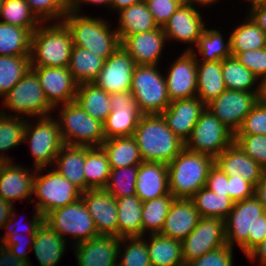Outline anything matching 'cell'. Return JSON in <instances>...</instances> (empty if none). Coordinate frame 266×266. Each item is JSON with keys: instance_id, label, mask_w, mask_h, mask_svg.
<instances>
[{"instance_id": "obj_1", "label": "cell", "mask_w": 266, "mask_h": 266, "mask_svg": "<svg viewBox=\"0 0 266 266\" xmlns=\"http://www.w3.org/2000/svg\"><path fill=\"white\" fill-rule=\"evenodd\" d=\"M266 237V211L255 197L234 202L225 219L226 244L238 245L244 255L260 244Z\"/></svg>"}, {"instance_id": "obj_2", "label": "cell", "mask_w": 266, "mask_h": 266, "mask_svg": "<svg viewBox=\"0 0 266 266\" xmlns=\"http://www.w3.org/2000/svg\"><path fill=\"white\" fill-rule=\"evenodd\" d=\"M133 137L144 162L168 165L185 148L161 114L143 115Z\"/></svg>"}, {"instance_id": "obj_3", "label": "cell", "mask_w": 266, "mask_h": 266, "mask_svg": "<svg viewBox=\"0 0 266 266\" xmlns=\"http://www.w3.org/2000/svg\"><path fill=\"white\" fill-rule=\"evenodd\" d=\"M86 15L71 9L62 20L71 32L73 46L107 60L121 46L118 33L115 28L111 30L109 20Z\"/></svg>"}, {"instance_id": "obj_4", "label": "cell", "mask_w": 266, "mask_h": 266, "mask_svg": "<svg viewBox=\"0 0 266 266\" xmlns=\"http://www.w3.org/2000/svg\"><path fill=\"white\" fill-rule=\"evenodd\" d=\"M72 48V35L63 21L41 23L31 36V67H67Z\"/></svg>"}, {"instance_id": "obj_5", "label": "cell", "mask_w": 266, "mask_h": 266, "mask_svg": "<svg viewBox=\"0 0 266 266\" xmlns=\"http://www.w3.org/2000/svg\"><path fill=\"white\" fill-rule=\"evenodd\" d=\"M214 158L184 148L168 166L169 193L174 198L190 199L206 187L208 172Z\"/></svg>"}, {"instance_id": "obj_6", "label": "cell", "mask_w": 266, "mask_h": 266, "mask_svg": "<svg viewBox=\"0 0 266 266\" xmlns=\"http://www.w3.org/2000/svg\"><path fill=\"white\" fill-rule=\"evenodd\" d=\"M56 117L64 145L100 147L105 140L103 123L76 101L63 104Z\"/></svg>"}, {"instance_id": "obj_7", "label": "cell", "mask_w": 266, "mask_h": 266, "mask_svg": "<svg viewBox=\"0 0 266 266\" xmlns=\"http://www.w3.org/2000/svg\"><path fill=\"white\" fill-rule=\"evenodd\" d=\"M8 112L0 108V114L15 117H45L55 109L48 103L36 73L30 69L1 99ZM15 114V115H14Z\"/></svg>"}, {"instance_id": "obj_8", "label": "cell", "mask_w": 266, "mask_h": 266, "mask_svg": "<svg viewBox=\"0 0 266 266\" xmlns=\"http://www.w3.org/2000/svg\"><path fill=\"white\" fill-rule=\"evenodd\" d=\"M158 65H136L130 92L144 115L161 114L170 104L164 74ZM161 72V73H160Z\"/></svg>"}, {"instance_id": "obj_9", "label": "cell", "mask_w": 266, "mask_h": 266, "mask_svg": "<svg viewBox=\"0 0 266 266\" xmlns=\"http://www.w3.org/2000/svg\"><path fill=\"white\" fill-rule=\"evenodd\" d=\"M45 168L36 169L33 180L34 211L45 217L51 211L65 207L81 198V191L55 169L44 174ZM42 174V175H41Z\"/></svg>"}, {"instance_id": "obj_10", "label": "cell", "mask_w": 266, "mask_h": 266, "mask_svg": "<svg viewBox=\"0 0 266 266\" xmlns=\"http://www.w3.org/2000/svg\"><path fill=\"white\" fill-rule=\"evenodd\" d=\"M29 121H26L23 141L29 143L34 168L53 166L58 152L64 146L57 119L48 115L37 117L36 123Z\"/></svg>"}, {"instance_id": "obj_11", "label": "cell", "mask_w": 266, "mask_h": 266, "mask_svg": "<svg viewBox=\"0 0 266 266\" xmlns=\"http://www.w3.org/2000/svg\"><path fill=\"white\" fill-rule=\"evenodd\" d=\"M44 222L66 240L65 236L71 235L73 246L99 235L82 198L51 211L44 217Z\"/></svg>"}, {"instance_id": "obj_12", "label": "cell", "mask_w": 266, "mask_h": 266, "mask_svg": "<svg viewBox=\"0 0 266 266\" xmlns=\"http://www.w3.org/2000/svg\"><path fill=\"white\" fill-rule=\"evenodd\" d=\"M233 142L234 133L206 108L186 141L185 148L215 159Z\"/></svg>"}, {"instance_id": "obj_13", "label": "cell", "mask_w": 266, "mask_h": 266, "mask_svg": "<svg viewBox=\"0 0 266 266\" xmlns=\"http://www.w3.org/2000/svg\"><path fill=\"white\" fill-rule=\"evenodd\" d=\"M181 243L185 264L226 245L225 220L201 217L195 229Z\"/></svg>"}, {"instance_id": "obj_14", "label": "cell", "mask_w": 266, "mask_h": 266, "mask_svg": "<svg viewBox=\"0 0 266 266\" xmlns=\"http://www.w3.org/2000/svg\"><path fill=\"white\" fill-rule=\"evenodd\" d=\"M111 112L103 123L105 139L133 136L137 124L144 115L133 94L121 91L110 94Z\"/></svg>"}, {"instance_id": "obj_15", "label": "cell", "mask_w": 266, "mask_h": 266, "mask_svg": "<svg viewBox=\"0 0 266 266\" xmlns=\"http://www.w3.org/2000/svg\"><path fill=\"white\" fill-rule=\"evenodd\" d=\"M258 102L256 92H244L226 89L216 99L206 105L234 134L241 127L246 115Z\"/></svg>"}, {"instance_id": "obj_16", "label": "cell", "mask_w": 266, "mask_h": 266, "mask_svg": "<svg viewBox=\"0 0 266 266\" xmlns=\"http://www.w3.org/2000/svg\"><path fill=\"white\" fill-rule=\"evenodd\" d=\"M48 103L54 108L76 99L78 83L67 67H31Z\"/></svg>"}, {"instance_id": "obj_17", "label": "cell", "mask_w": 266, "mask_h": 266, "mask_svg": "<svg viewBox=\"0 0 266 266\" xmlns=\"http://www.w3.org/2000/svg\"><path fill=\"white\" fill-rule=\"evenodd\" d=\"M197 7L182 4L169 20L163 25V31L169 40L188 44L186 51L195 48L198 38L203 34L205 27L202 14ZM192 44V45H190ZM193 46V48H192Z\"/></svg>"}, {"instance_id": "obj_18", "label": "cell", "mask_w": 266, "mask_h": 266, "mask_svg": "<svg viewBox=\"0 0 266 266\" xmlns=\"http://www.w3.org/2000/svg\"><path fill=\"white\" fill-rule=\"evenodd\" d=\"M170 101L189 99L197 95V59L184 50L164 74Z\"/></svg>"}, {"instance_id": "obj_19", "label": "cell", "mask_w": 266, "mask_h": 266, "mask_svg": "<svg viewBox=\"0 0 266 266\" xmlns=\"http://www.w3.org/2000/svg\"><path fill=\"white\" fill-rule=\"evenodd\" d=\"M136 63L120 46L107 60L103 69L92 82L109 94L130 91Z\"/></svg>"}, {"instance_id": "obj_20", "label": "cell", "mask_w": 266, "mask_h": 266, "mask_svg": "<svg viewBox=\"0 0 266 266\" xmlns=\"http://www.w3.org/2000/svg\"><path fill=\"white\" fill-rule=\"evenodd\" d=\"M81 198L93 218L97 233L118 237L116 198L105 189H89L81 192Z\"/></svg>"}, {"instance_id": "obj_21", "label": "cell", "mask_w": 266, "mask_h": 266, "mask_svg": "<svg viewBox=\"0 0 266 266\" xmlns=\"http://www.w3.org/2000/svg\"><path fill=\"white\" fill-rule=\"evenodd\" d=\"M119 244V237L99 234L74 245L78 266H117Z\"/></svg>"}, {"instance_id": "obj_22", "label": "cell", "mask_w": 266, "mask_h": 266, "mask_svg": "<svg viewBox=\"0 0 266 266\" xmlns=\"http://www.w3.org/2000/svg\"><path fill=\"white\" fill-rule=\"evenodd\" d=\"M205 109L206 105L196 96L171 101L161 115L173 133L186 143Z\"/></svg>"}, {"instance_id": "obj_23", "label": "cell", "mask_w": 266, "mask_h": 266, "mask_svg": "<svg viewBox=\"0 0 266 266\" xmlns=\"http://www.w3.org/2000/svg\"><path fill=\"white\" fill-rule=\"evenodd\" d=\"M167 38L163 28L127 36L121 46L136 65H159Z\"/></svg>"}, {"instance_id": "obj_24", "label": "cell", "mask_w": 266, "mask_h": 266, "mask_svg": "<svg viewBox=\"0 0 266 266\" xmlns=\"http://www.w3.org/2000/svg\"><path fill=\"white\" fill-rule=\"evenodd\" d=\"M36 169L31 171L13 161L2 162L0 169V198L14 204V201H30L33 196V180ZM30 197V198H29ZM29 200V201H28Z\"/></svg>"}, {"instance_id": "obj_25", "label": "cell", "mask_w": 266, "mask_h": 266, "mask_svg": "<svg viewBox=\"0 0 266 266\" xmlns=\"http://www.w3.org/2000/svg\"><path fill=\"white\" fill-rule=\"evenodd\" d=\"M200 218L191 199L175 198L159 234L182 241L195 229Z\"/></svg>"}, {"instance_id": "obj_26", "label": "cell", "mask_w": 266, "mask_h": 266, "mask_svg": "<svg viewBox=\"0 0 266 266\" xmlns=\"http://www.w3.org/2000/svg\"><path fill=\"white\" fill-rule=\"evenodd\" d=\"M214 164L228 176H241L254 188L265 171L234 142L214 159Z\"/></svg>"}, {"instance_id": "obj_27", "label": "cell", "mask_w": 266, "mask_h": 266, "mask_svg": "<svg viewBox=\"0 0 266 266\" xmlns=\"http://www.w3.org/2000/svg\"><path fill=\"white\" fill-rule=\"evenodd\" d=\"M136 196L142 201L169 194L168 166L163 163L142 162L136 178Z\"/></svg>"}, {"instance_id": "obj_28", "label": "cell", "mask_w": 266, "mask_h": 266, "mask_svg": "<svg viewBox=\"0 0 266 266\" xmlns=\"http://www.w3.org/2000/svg\"><path fill=\"white\" fill-rule=\"evenodd\" d=\"M66 243V239L43 221L36 230L31 248L40 266H57L67 251Z\"/></svg>"}, {"instance_id": "obj_29", "label": "cell", "mask_w": 266, "mask_h": 266, "mask_svg": "<svg viewBox=\"0 0 266 266\" xmlns=\"http://www.w3.org/2000/svg\"><path fill=\"white\" fill-rule=\"evenodd\" d=\"M117 14L119 20L115 29L121 42L127 36L159 28L145 1L124 8Z\"/></svg>"}, {"instance_id": "obj_30", "label": "cell", "mask_w": 266, "mask_h": 266, "mask_svg": "<svg viewBox=\"0 0 266 266\" xmlns=\"http://www.w3.org/2000/svg\"><path fill=\"white\" fill-rule=\"evenodd\" d=\"M85 146L64 145L53 164L54 169L75 185L81 192H85Z\"/></svg>"}, {"instance_id": "obj_31", "label": "cell", "mask_w": 266, "mask_h": 266, "mask_svg": "<svg viewBox=\"0 0 266 266\" xmlns=\"http://www.w3.org/2000/svg\"><path fill=\"white\" fill-rule=\"evenodd\" d=\"M226 90L222 61H197V97L207 105Z\"/></svg>"}, {"instance_id": "obj_32", "label": "cell", "mask_w": 266, "mask_h": 266, "mask_svg": "<svg viewBox=\"0 0 266 266\" xmlns=\"http://www.w3.org/2000/svg\"><path fill=\"white\" fill-rule=\"evenodd\" d=\"M142 236L149 252L151 266H179L184 264L182 257V243L159 233ZM150 237V238H149Z\"/></svg>"}, {"instance_id": "obj_33", "label": "cell", "mask_w": 266, "mask_h": 266, "mask_svg": "<svg viewBox=\"0 0 266 266\" xmlns=\"http://www.w3.org/2000/svg\"><path fill=\"white\" fill-rule=\"evenodd\" d=\"M118 237H142L143 202L136 196L116 198Z\"/></svg>"}, {"instance_id": "obj_34", "label": "cell", "mask_w": 266, "mask_h": 266, "mask_svg": "<svg viewBox=\"0 0 266 266\" xmlns=\"http://www.w3.org/2000/svg\"><path fill=\"white\" fill-rule=\"evenodd\" d=\"M101 147L107 154L111 169L139 165L143 162L133 136L105 139Z\"/></svg>"}, {"instance_id": "obj_35", "label": "cell", "mask_w": 266, "mask_h": 266, "mask_svg": "<svg viewBox=\"0 0 266 266\" xmlns=\"http://www.w3.org/2000/svg\"><path fill=\"white\" fill-rule=\"evenodd\" d=\"M110 171V163L103 148L85 146V191L104 189L108 183Z\"/></svg>"}, {"instance_id": "obj_36", "label": "cell", "mask_w": 266, "mask_h": 266, "mask_svg": "<svg viewBox=\"0 0 266 266\" xmlns=\"http://www.w3.org/2000/svg\"><path fill=\"white\" fill-rule=\"evenodd\" d=\"M75 101L102 123L111 112L110 94L93 83L78 84Z\"/></svg>"}, {"instance_id": "obj_37", "label": "cell", "mask_w": 266, "mask_h": 266, "mask_svg": "<svg viewBox=\"0 0 266 266\" xmlns=\"http://www.w3.org/2000/svg\"><path fill=\"white\" fill-rule=\"evenodd\" d=\"M222 74L226 89L256 92L259 95L261 81L235 56L231 55L222 60Z\"/></svg>"}, {"instance_id": "obj_38", "label": "cell", "mask_w": 266, "mask_h": 266, "mask_svg": "<svg viewBox=\"0 0 266 266\" xmlns=\"http://www.w3.org/2000/svg\"><path fill=\"white\" fill-rule=\"evenodd\" d=\"M105 60L88 49L73 46L68 65L74 80L78 83H92L103 69Z\"/></svg>"}, {"instance_id": "obj_39", "label": "cell", "mask_w": 266, "mask_h": 266, "mask_svg": "<svg viewBox=\"0 0 266 266\" xmlns=\"http://www.w3.org/2000/svg\"><path fill=\"white\" fill-rule=\"evenodd\" d=\"M223 38L224 36L220 30L206 27L203 34L198 38L195 45L196 49L191 50L196 55L197 61H222L230 57V36H228L227 42ZM195 51L199 52L201 58L197 56L198 54Z\"/></svg>"}, {"instance_id": "obj_40", "label": "cell", "mask_w": 266, "mask_h": 266, "mask_svg": "<svg viewBox=\"0 0 266 266\" xmlns=\"http://www.w3.org/2000/svg\"><path fill=\"white\" fill-rule=\"evenodd\" d=\"M32 33L0 21V56H30Z\"/></svg>"}, {"instance_id": "obj_41", "label": "cell", "mask_w": 266, "mask_h": 266, "mask_svg": "<svg viewBox=\"0 0 266 266\" xmlns=\"http://www.w3.org/2000/svg\"><path fill=\"white\" fill-rule=\"evenodd\" d=\"M190 199L198 210L200 217L225 220L234 205V201L228 195L214 193L207 187L199 189Z\"/></svg>"}, {"instance_id": "obj_42", "label": "cell", "mask_w": 266, "mask_h": 266, "mask_svg": "<svg viewBox=\"0 0 266 266\" xmlns=\"http://www.w3.org/2000/svg\"><path fill=\"white\" fill-rule=\"evenodd\" d=\"M266 47V34L247 15L230 34V51L244 52Z\"/></svg>"}, {"instance_id": "obj_43", "label": "cell", "mask_w": 266, "mask_h": 266, "mask_svg": "<svg viewBox=\"0 0 266 266\" xmlns=\"http://www.w3.org/2000/svg\"><path fill=\"white\" fill-rule=\"evenodd\" d=\"M27 118L0 114V161H13L7 155L8 150L21 145L24 141V130Z\"/></svg>"}, {"instance_id": "obj_44", "label": "cell", "mask_w": 266, "mask_h": 266, "mask_svg": "<svg viewBox=\"0 0 266 266\" xmlns=\"http://www.w3.org/2000/svg\"><path fill=\"white\" fill-rule=\"evenodd\" d=\"M175 198L169 193L143 202L142 206V236L160 233L170 206Z\"/></svg>"}, {"instance_id": "obj_45", "label": "cell", "mask_w": 266, "mask_h": 266, "mask_svg": "<svg viewBox=\"0 0 266 266\" xmlns=\"http://www.w3.org/2000/svg\"><path fill=\"white\" fill-rule=\"evenodd\" d=\"M30 69V56H0V97L3 98Z\"/></svg>"}, {"instance_id": "obj_46", "label": "cell", "mask_w": 266, "mask_h": 266, "mask_svg": "<svg viewBox=\"0 0 266 266\" xmlns=\"http://www.w3.org/2000/svg\"><path fill=\"white\" fill-rule=\"evenodd\" d=\"M0 19L1 22L26 28L31 33L41 24L25 0H3Z\"/></svg>"}, {"instance_id": "obj_47", "label": "cell", "mask_w": 266, "mask_h": 266, "mask_svg": "<svg viewBox=\"0 0 266 266\" xmlns=\"http://www.w3.org/2000/svg\"><path fill=\"white\" fill-rule=\"evenodd\" d=\"M122 256V257H121ZM117 266H151L146 241L143 237L120 238Z\"/></svg>"}, {"instance_id": "obj_48", "label": "cell", "mask_w": 266, "mask_h": 266, "mask_svg": "<svg viewBox=\"0 0 266 266\" xmlns=\"http://www.w3.org/2000/svg\"><path fill=\"white\" fill-rule=\"evenodd\" d=\"M139 165L111 169L109 180L104 188L114 198L136 195V178Z\"/></svg>"}, {"instance_id": "obj_49", "label": "cell", "mask_w": 266, "mask_h": 266, "mask_svg": "<svg viewBox=\"0 0 266 266\" xmlns=\"http://www.w3.org/2000/svg\"><path fill=\"white\" fill-rule=\"evenodd\" d=\"M41 23L61 22L72 9V0H25ZM54 20V21H53Z\"/></svg>"}, {"instance_id": "obj_50", "label": "cell", "mask_w": 266, "mask_h": 266, "mask_svg": "<svg viewBox=\"0 0 266 266\" xmlns=\"http://www.w3.org/2000/svg\"><path fill=\"white\" fill-rule=\"evenodd\" d=\"M234 143L266 170V135H234Z\"/></svg>"}, {"instance_id": "obj_51", "label": "cell", "mask_w": 266, "mask_h": 266, "mask_svg": "<svg viewBox=\"0 0 266 266\" xmlns=\"http://www.w3.org/2000/svg\"><path fill=\"white\" fill-rule=\"evenodd\" d=\"M234 135H266V107L258 101Z\"/></svg>"}, {"instance_id": "obj_52", "label": "cell", "mask_w": 266, "mask_h": 266, "mask_svg": "<svg viewBox=\"0 0 266 266\" xmlns=\"http://www.w3.org/2000/svg\"><path fill=\"white\" fill-rule=\"evenodd\" d=\"M231 55L254 73L260 81L266 79V47L244 52H231Z\"/></svg>"}, {"instance_id": "obj_53", "label": "cell", "mask_w": 266, "mask_h": 266, "mask_svg": "<svg viewBox=\"0 0 266 266\" xmlns=\"http://www.w3.org/2000/svg\"><path fill=\"white\" fill-rule=\"evenodd\" d=\"M233 249L229 245L221 246L200 258L189 262L188 266H234Z\"/></svg>"}, {"instance_id": "obj_54", "label": "cell", "mask_w": 266, "mask_h": 266, "mask_svg": "<svg viewBox=\"0 0 266 266\" xmlns=\"http://www.w3.org/2000/svg\"><path fill=\"white\" fill-rule=\"evenodd\" d=\"M152 17L159 27L169 20L185 0H145Z\"/></svg>"}, {"instance_id": "obj_55", "label": "cell", "mask_w": 266, "mask_h": 266, "mask_svg": "<svg viewBox=\"0 0 266 266\" xmlns=\"http://www.w3.org/2000/svg\"><path fill=\"white\" fill-rule=\"evenodd\" d=\"M27 236L26 239H24ZM22 236V233L14 234V236H6L0 244H2L4 247L8 248L15 256L20 258L23 261H26L29 263V266H32L29 260L28 249L29 247L33 246L34 242V236L35 234H27ZM27 241V242H26ZM27 243V246H26ZM28 248V249H27Z\"/></svg>"}, {"instance_id": "obj_56", "label": "cell", "mask_w": 266, "mask_h": 266, "mask_svg": "<svg viewBox=\"0 0 266 266\" xmlns=\"http://www.w3.org/2000/svg\"><path fill=\"white\" fill-rule=\"evenodd\" d=\"M14 210L15 208H13L10 219L4 224L3 229H5L7 232L5 233L4 236L3 235L1 236L2 239H0V241H2L6 236H14V234L17 233H24L22 223L17 222V220L15 219L16 215ZM29 221L30 222L26 226H24V228L27 230L26 234H35L37 228L43 223L44 217L42 216L41 213L35 211L34 216H32V219Z\"/></svg>"}, {"instance_id": "obj_57", "label": "cell", "mask_w": 266, "mask_h": 266, "mask_svg": "<svg viewBox=\"0 0 266 266\" xmlns=\"http://www.w3.org/2000/svg\"><path fill=\"white\" fill-rule=\"evenodd\" d=\"M255 188L241 176H228V196L234 201H242L254 196Z\"/></svg>"}, {"instance_id": "obj_58", "label": "cell", "mask_w": 266, "mask_h": 266, "mask_svg": "<svg viewBox=\"0 0 266 266\" xmlns=\"http://www.w3.org/2000/svg\"><path fill=\"white\" fill-rule=\"evenodd\" d=\"M206 187L214 193L228 195V175L216 164L208 172Z\"/></svg>"}, {"instance_id": "obj_59", "label": "cell", "mask_w": 266, "mask_h": 266, "mask_svg": "<svg viewBox=\"0 0 266 266\" xmlns=\"http://www.w3.org/2000/svg\"><path fill=\"white\" fill-rule=\"evenodd\" d=\"M247 10V15L266 34V1L252 5Z\"/></svg>"}, {"instance_id": "obj_60", "label": "cell", "mask_w": 266, "mask_h": 266, "mask_svg": "<svg viewBox=\"0 0 266 266\" xmlns=\"http://www.w3.org/2000/svg\"><path fill=\"white\" fill-rule=\"evenodd\" d=\"M0 266H29V263L21 260L0 244Z\"/></svg>"}, {"instance_id": "obj_61", "label": "cell", "mask_w": 266, "mask_h": 266, "mask_svg": "<svg viewBox=\"0 0 266 266\" xmlns=\"http://www.w3.org/2000/svg\"><path fill=\"white\" fill-rule=\"evenodd\" d=\"M246 257L250 259V261H257L260 266H266V237L265 239L254 247Z\"/></svg>"}, {"instance_id": "obj_62", "label": "cell", "mask_w": 266, "mask_h": 266, "mask_svg": "<svg viewBox=\"0 0 266 266\" xmlns=\"http://www.w3.org/2000/svg\"><path fill=\"white\" fill-rule=\"evenodd\" d=\"M254 196L260 201L266 211V170L255 186Z\"/></svg>"}, {"instance_id": "obj_63", "label": "cell", "mask_w": 266, "mask_h": 266, "mask_svg": "<svg viewBox=\"0 0 266 266\" xmlns=\"http://www.w3.org/2000/svg\"><path fill=\"white\" fill-rule=\"evenodd\" d=\"M13 208V203L0 198V230L3 229L4 224L10 219Z\"/></svg>"}, {"instance_id": "obj_64", "label": "cell", "mask_w": 266, "mask_h": 266, "mask_svg": "<svg viewBox=\"0 0 266 266\" xmlns=\"http://www.w3.org/2000/svg\"><path fill=\"white\" fill-rule=\"evenodd\" d=\"M112 0H72V10H74L77 13L82 12V4L88 3V4H95L97 6L106 5L105 7L111 6Z\"/></svg>"}, {"instance_id": "obj_65", "label": "cell", "mask_w": 266, "mask_h": 266, "mask_svg": "<svg viewBox=\"0 0 266 266\" xmlns=\"http://www.w3.org/2000/svg\"><path fill=\"white\" fill-rule=\"evenodd\" d=\"M145 0H112L111 1V10L119 12L120 10L130 7L131 5L144 2Z\"/></svg>"}, {"instance_id": "obj_66", "label": "cell", "mask_w": 266, "mask_h": 266, "mask_svg": "<svg viewBox=\"0 0 266 266\" xmlns=\"http://www.w3.org/2000/svg\"><path fill=\"white\" fill-rule=\"evenodd\" d=\"M219 0H185V4H189V5H193V6H197L198 5L201 7H206L209 6L210 4H214L216 2H218Z\"/></svg>"}, {"instance_id": "obj_67", "label": "cell", "mask_w": 266, "mask_h": 266, "mask_svg": "<svg viewBox=\"0 0 266 266\" xmlns=\"http://www.w3.org/2000/svg\"><path fill=\"white\" fill-rule=\"evenodd\" d=\"M258 101L266 107V79L261 81Z\"/></svg>"}, {"instance_id": "obj_68", "label": "cell", "mask_w": 266, "mask_h": 266, "mask_svg": "<svg viewBox=\"0 0 266 266\" xmlns=\"http://www.w3.org/2000/svg\"><path fill=\"white\" fill-rule=\"evenodd\" d=\"M244 1H247L250 3V6L252 5H255V4H258V3H261V2H264L266 0H244Z\"/></svg>"}, {"instance_id": "obj_69", "label": "cell", "mask_w": 266, "mask_h": 266, "mask_svg": "<svg viewBox=\"0 0 266 266\" xmlns=\"http://www.w3.org/2000/svg\"><path fill=\"white\" fill-rule=\"evenodd\" d=\"M2 3H3V0H0V18H1Z\"/></svg>"}]
</instances>
